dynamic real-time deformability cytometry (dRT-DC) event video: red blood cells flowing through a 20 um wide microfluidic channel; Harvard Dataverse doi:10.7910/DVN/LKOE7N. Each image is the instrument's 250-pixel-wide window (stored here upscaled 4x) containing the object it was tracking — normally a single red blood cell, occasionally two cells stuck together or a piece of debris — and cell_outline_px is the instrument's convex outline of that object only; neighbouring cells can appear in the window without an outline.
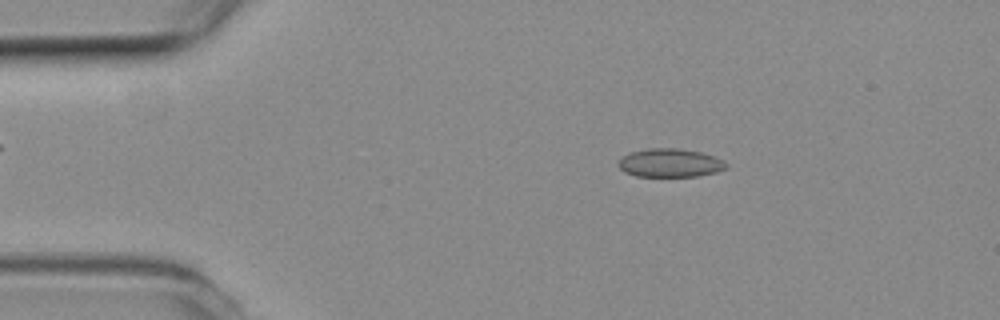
{"species": "common noctule bat (a hibernating species)", "species_latin": "Nyctalus noctula", "temperature_condition": "room temperature", "stored_images_in_passage": 13, "camera_frame_rate_fps": 3000, "um_per_image_px": 0.085, "animal": {"sex": "female", "body_mass_g": 19.3, "forearm_length_mm": 54.1}, "frame": {"image": 1, "passage_image": 7, "time_ms": 2.0, "image_size_px": [1000, 320], "cell_outline_px": [[728, 164], [724, 168], [716, 172], [696, 176], [636, 176], [624, 172], [616, 164], [624, 156], [632, 152], [648, 148], [676, 148], [700, 152], [712, 156]], "centroid_in_image_um": [56.91, 13.85], "position_along_channel_um": 28.1, "area_um2": 17.57}}